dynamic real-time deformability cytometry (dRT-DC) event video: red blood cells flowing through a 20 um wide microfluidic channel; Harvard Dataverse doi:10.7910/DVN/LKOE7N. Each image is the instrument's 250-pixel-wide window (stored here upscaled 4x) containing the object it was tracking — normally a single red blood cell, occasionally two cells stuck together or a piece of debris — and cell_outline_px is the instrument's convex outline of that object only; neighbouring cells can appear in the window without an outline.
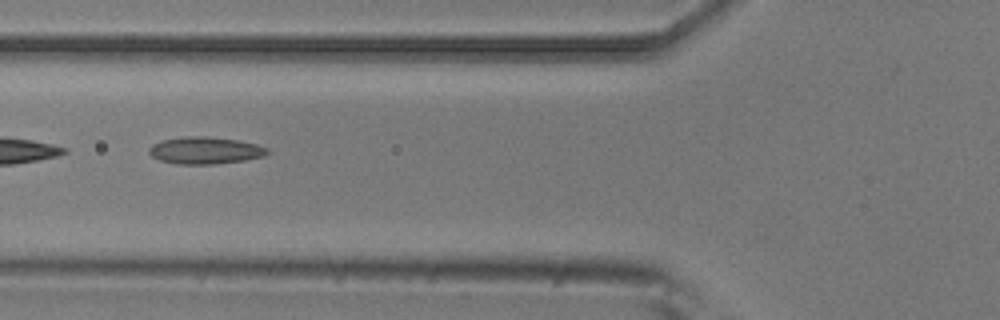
{"species": "common noctule bat (a hibernating species)", "species_latin": "Nyctalus noctula", "temperature_condition": "room temperature", "stored_images_in_passage": 7, "camera_frame_rate_fps": 3000, "um_per_image_px": 0.085, "animal": {"sex": "male", "body_mass_g": 20.5, "forearm_length_mm": 52.5}, "frame": {"image": 1, "passage_image": 5, "time_ms": 1.333, "image_size_px": [1000, 320], "cell_outline_px": [[268, 152], [264, 156], [244, 160], [212, 164], [176, 164], [160, 160], [152, 156], [148, 152], [148, 148], [152, 144], [160, 140], [184, 136], [204, 136], [236, 140], [256, 144], [268, 148]], "centroid_in_image_um": [17.38, 12.78], "position_along_channel_um": 108.4, "area_um2": 18.61}}
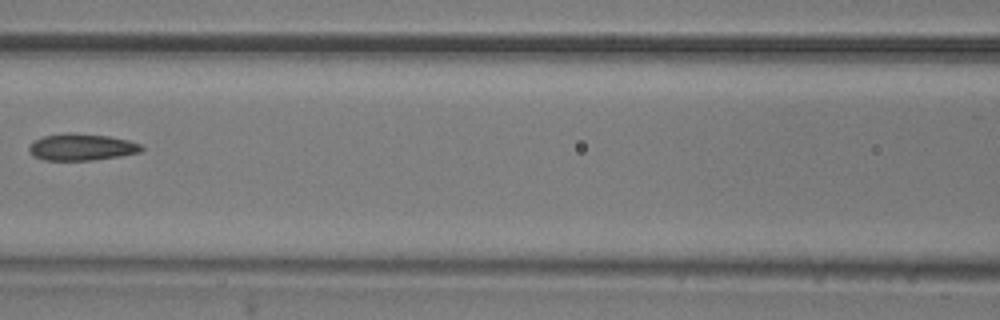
{"frame": {"image": 2, "passage_image": 6, "time_ms": 1.667, "image_size_px": [1000, 320], "cell_outline_px": [[144, 148], [140, 152], [120, 156], [92, 160], [44, 160], [32, 156], [28, 148], [36, 140], [44, 136], [64, 132], [72, 132], [108, 136], [128, 140], [140, 144]], "centroid_in_image_um": [6.93, 12.5], "position_along_channel_um": 159.7, "area_um2": 17.51}}
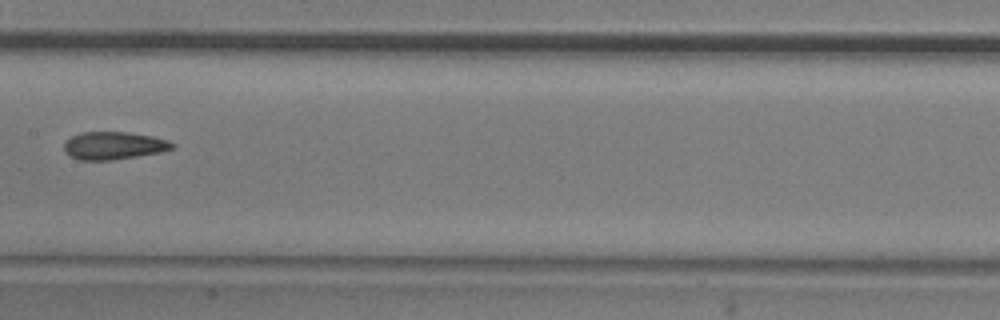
{"frame": {"image": 3, "passage_image": 7, "time_ms": 2.0, "image_size_px": [1000, 320], "cell_outline_px": [[176, 144], [172, 148], [160, 152], [112, 160], [80, 160], [68, 156], [64, 152], [64, 144], [72, 136], [84, 132], [128, 132], [152, 136], [168, 140]], "centroid_in_image_um": [9.65, 12.38], "position_along_channel_um": 197.8, "area_um2": 17.4}}